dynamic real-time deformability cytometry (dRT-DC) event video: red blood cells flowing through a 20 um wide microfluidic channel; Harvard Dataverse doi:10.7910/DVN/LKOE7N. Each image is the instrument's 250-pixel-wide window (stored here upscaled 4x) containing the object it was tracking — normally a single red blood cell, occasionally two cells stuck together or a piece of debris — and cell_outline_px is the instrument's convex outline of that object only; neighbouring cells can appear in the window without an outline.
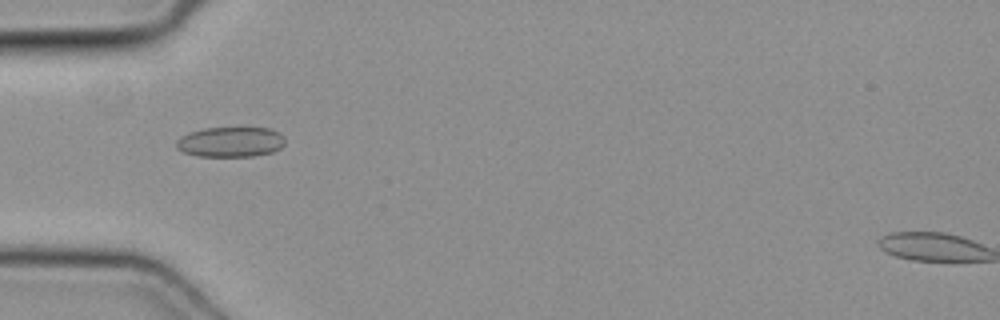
{"species": "common noctule bat (a hibernating species)", "species_latin": "Nyctalus noctula", "temperature_condition": "cold", "stored_images_in_passage": 51, "camera_frame_rate_fps": 3000, "um_per_image_px": 0.085, "animal": {"sex": "female", "body_mass_g": 19.3, "forearm_length_mm": 54.1}, "frame": {"image": 1, "passage_image": 17, "time_ms": 5.333, "image_size_px": [1000, 320], "cell_outline_px": [[284, 144], [280, 148], [272, 152], [256, 156], [196, 156], [184, 152], [176, 148], [176, 140], [180, 136], [204, 128], [268, 128], [284, 136]], "centroid_in_image_um": [19.58, 12.07], "position_along_channel_um": 65.4, "area_um2": 19.02}}
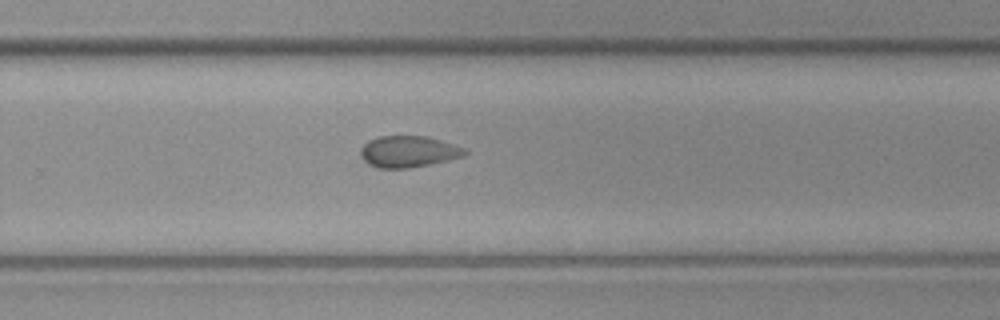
{"frame": {"image": 2, "passage_image": 34, "time_ms": 11.0, "image_size_px": [1000, 320], "cell_outline_px": [[468, 152], [460, 156], [448, 160], [408, 168], [376, 168], [368, 164], [360, 156], [360, 148], [368, 140], [380, 136], [424, 136], [440, 140], [464, 148]], "centroid_in_image_um": [34.64, 12.88], "position_along_channel_um": 295.2, "area_um2": 18.9}}
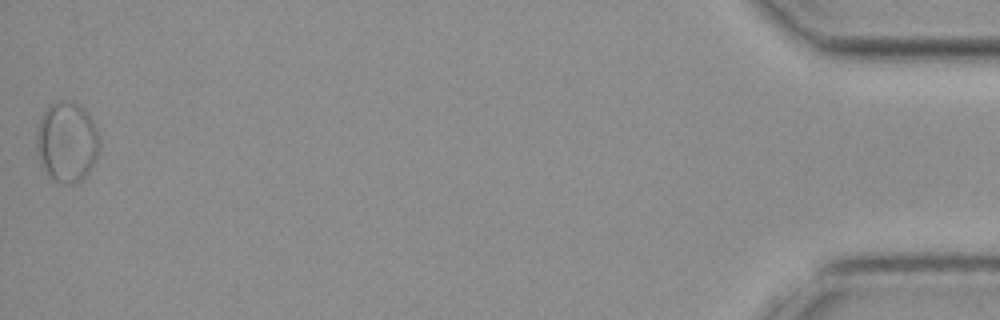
{"frame": {"image": 3, "passage_image": 51, "time_ms": 16.667, "image_size_px": [1000, 320], "cell_outline_px": [[100, 148], [88, 172], [80, 180], [72, 184], [68, 184], [52, 180], [48, 176], [40, 164], [36, 148], [36, 128], [40, 116], [48, 104], [60, 100], [72, 100], [84, 108], [88, 112], [96, 128], [100, 140]], "centroid_in_image_um": [5.65, 12.02], "position_along_channel_um": 429.6, "area_um2": 30.0}}